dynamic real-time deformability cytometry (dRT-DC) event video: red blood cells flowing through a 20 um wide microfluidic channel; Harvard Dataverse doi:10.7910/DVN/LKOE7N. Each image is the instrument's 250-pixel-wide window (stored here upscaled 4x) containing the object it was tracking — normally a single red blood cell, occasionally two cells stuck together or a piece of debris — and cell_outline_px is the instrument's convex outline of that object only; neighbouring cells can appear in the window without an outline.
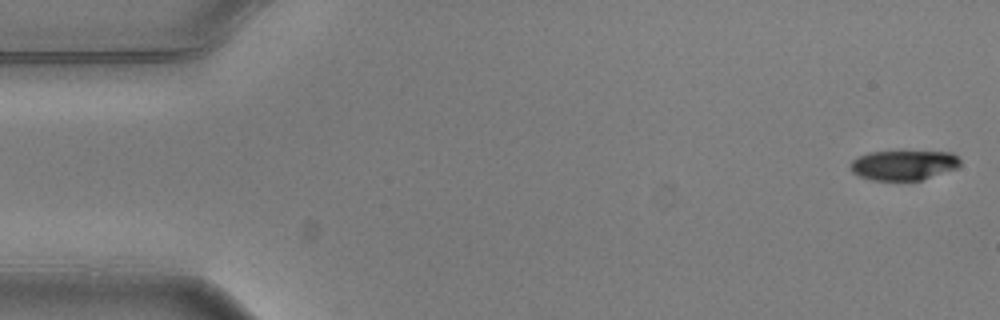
{"species": "common noctule bat (a hibernating species)", "species_latin": "Nyctalus noctula", "temperature_condition": "warm", "stored_images_in_passage": 6, "camera_frame_rate_fps": 3000, "um_per_image_px": 0.085, "animal": {"sex": "male", "body_mass_g": 20.5, "forearm_length_mm": 52.5}, "frame": {"image": 1, "passage_image": 1, "time_ms": 0.0, "image_size_px": [1000, 320], "cell_outline_px": [[960, 164], [956, 168], [920, 180], [872, 180], [860, 176], [852, 172], [848, 164], [852, 160], [868, 152], [900, 148], [952, 152], [960, 160]], "centroid_in_image_um": [76.78, 13.96], "position_along_channel_um": 8.2, "area_um2": 20.06}}
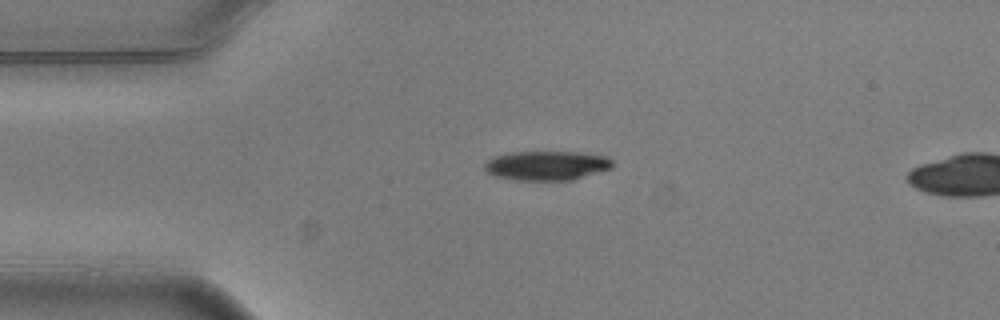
{"frame": {"image": 2, "passage_image": 4, "time_ms": 1.0, "image_size_px": [1000, 320], "cell_outline_px": [[616, 164], [612, 168], [572, 180], [516, 180], [496, 176], [488, 172], [484, 168], [484, 164], [488, 160], [496, 156], [512, 152], [580, 152], [608, 156]], "centroid_in_image_um": [46.53, 14.07], "position_along_channel_um": 38.5, "area_um2": 21.91}}